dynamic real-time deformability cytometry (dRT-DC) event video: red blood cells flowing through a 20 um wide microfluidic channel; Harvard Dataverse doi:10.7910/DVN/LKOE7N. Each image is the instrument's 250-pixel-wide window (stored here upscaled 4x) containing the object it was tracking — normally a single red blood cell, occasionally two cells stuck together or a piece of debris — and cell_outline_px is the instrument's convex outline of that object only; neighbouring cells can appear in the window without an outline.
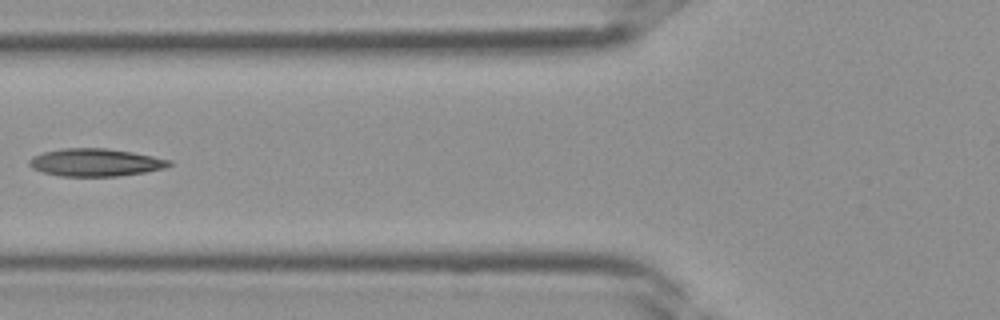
{"species": "Egyptian fruit bat (a non-hibernating species)", "species_latin": "Rousettus aegyptiacus", "temperature_condition": "room temperature", "stored_images_in_passage": 13, "camera_frame_rate_fps": 3000, "um_per_image_px": 0.085, "frame": {"image": 1, "passage_image": 6, "time_ms": 1.667, "image_size_px": [1000, 320], "cell_outline_px": [[172, 164], [164, 168], [144, 172], [116, 176], [60, 176], [40, 172], [32, 168], [28, 164], [28, 160], [32, 156], [44, 152], [64, 148], [108, 148], [132, 152], [172, 160]], "centroid_in_image_um": [8.08, 13.8], "position_along_channel_um": 117.7, "area_um2": 22.6}}
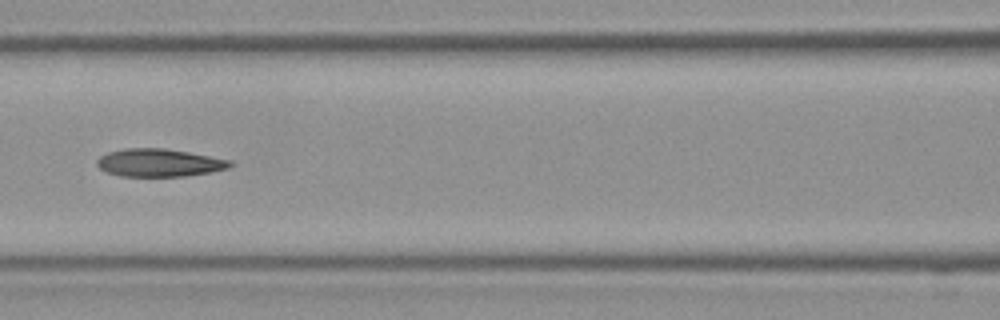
{"frame": {"image": 2, "passage_image": 8, "time_ms": 2.333, "image_size_px": [1000, 320], "cell_outline_px": [[236, 164], [228, 168], [212, 172], [188, 176], [120, 176], [108, 172], [100, 168], [96, 164], [96, 160], [100, 156], [108, 152], [124, 148], [164, 148], [188, 152], [232, 160]], "centroid_in_image_um": [13.57, 13.83], "position_along_channel_um": 153.0, "area_um2": 21.73}}
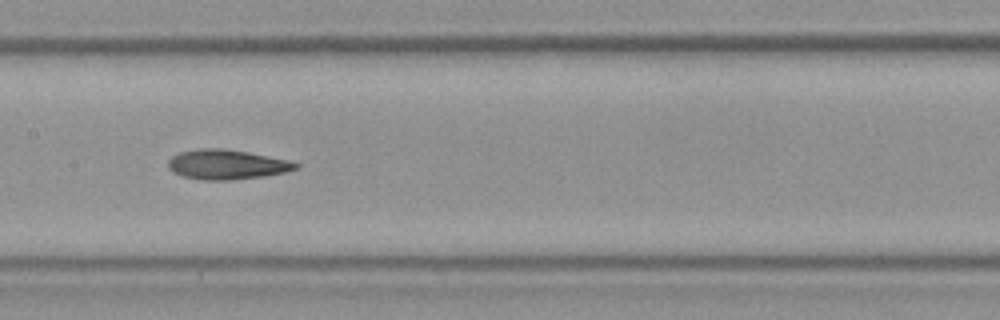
{"frame": {"image": 3, "passage_image": 10, "time_ms": 3.0, "image_size_px": [1000, 320], "cell_outline_px": [[300, 168], [284, 172], [264, 176], [232, 180], [204, 180], [180, 176], [172, 172], [168, 168], [168, 160], [172, 156], [180, 152], [196, 148], [224, 148], [248, 152], [288, 160], [300, 164]], "centroid_in_image_um": [19.25, 13.98], "position_along_channel_um": 188.2, "area_um2": 22.31}}